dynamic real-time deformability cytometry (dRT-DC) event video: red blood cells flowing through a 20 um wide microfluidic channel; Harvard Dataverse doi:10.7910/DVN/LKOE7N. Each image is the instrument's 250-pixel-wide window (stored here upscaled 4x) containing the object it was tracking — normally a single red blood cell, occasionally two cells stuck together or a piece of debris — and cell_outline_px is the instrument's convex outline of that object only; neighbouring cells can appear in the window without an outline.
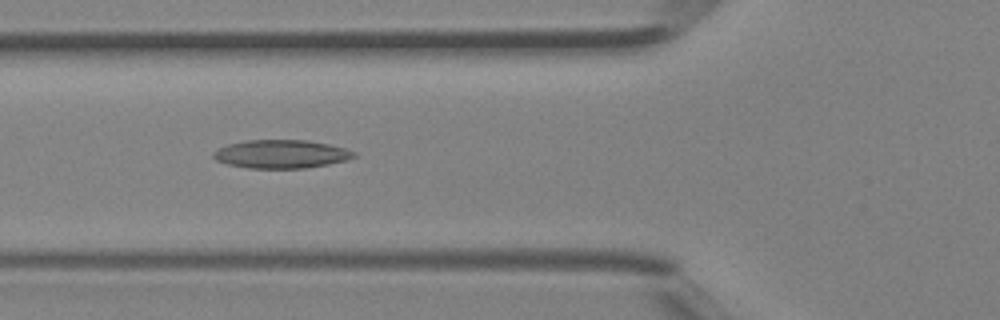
{"species": "Egyptian fruit bat (a non-hibernating species)", "species_latin": "Rousettus aegyptiacus", "temperature_condition": "room temperature", "stored_images_in_passage": 41, "camera_frame_rate_fps": 3000, "um_per_image_px": 0.085, "animal": {"sex": "female"}, "frame": {"image": 1, "passage_image": 15, "time_ms": 4.667, "image_size_px": [1000, 320], "cell_outline_px": [[356, 156], [344, 160], [328, 164], [304, 168], [248, 168], [228, 164], [216, 160], [212, 156], [212, 152], [228, 144], [248, 140], [308, 140], [328, 144], [344, 148], [356, 152]], "centroid_in_image_um": [23.88, 13.09], "position_along_channel_um": 101.9, "area_um2": 23.06}}
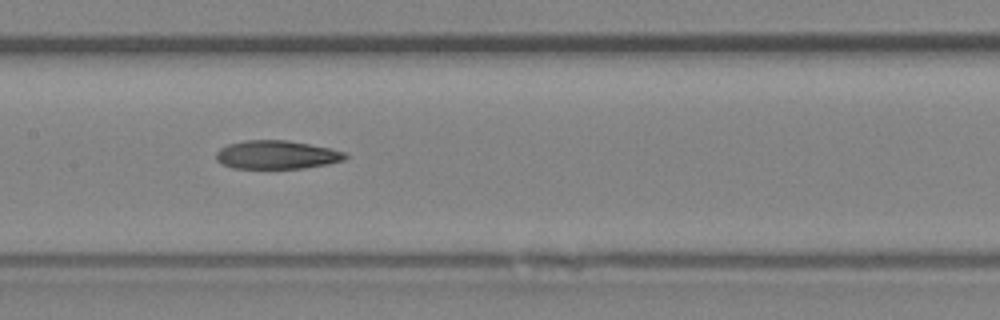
{"frame": {"image": 2, "passage_image": 20, "time_ms": 6.333, "image_size_px": [1000, 320], "cell_outline_px": [[348, 156], [344, 160], [328, 164], [304, 168], [232, 168], [216, 160], [216, 152], [220, 148], [228, 144], [244, 140], [288, 140], [328, 148], [344, 152]], "centroid_in_image_um": [23.5, 13.15], "position_along_channel_um": 183.9, "area_um2": 21.33}}
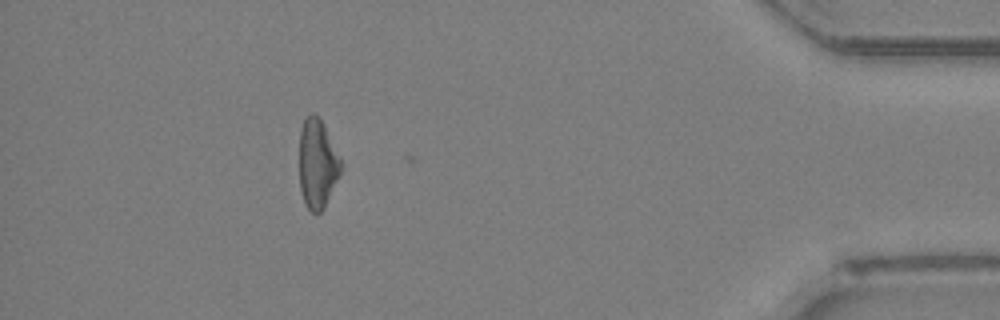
{"frame": {"image": 3, "passage_image": 37, "time_ms": 12.0, "image_size_px": [1000, 320], "cell_outline_px": [[344, 164], [324, 208], [320, 212], [312, 212], [304, 204], [300, 188], [300, 128], [304, 120], [312, 112], [320, 120], [340, 156]], "centroid_in_image_um": [26.98, 13.95], "position_along_channel_um": 408.2, "area_um2": 21.33}}